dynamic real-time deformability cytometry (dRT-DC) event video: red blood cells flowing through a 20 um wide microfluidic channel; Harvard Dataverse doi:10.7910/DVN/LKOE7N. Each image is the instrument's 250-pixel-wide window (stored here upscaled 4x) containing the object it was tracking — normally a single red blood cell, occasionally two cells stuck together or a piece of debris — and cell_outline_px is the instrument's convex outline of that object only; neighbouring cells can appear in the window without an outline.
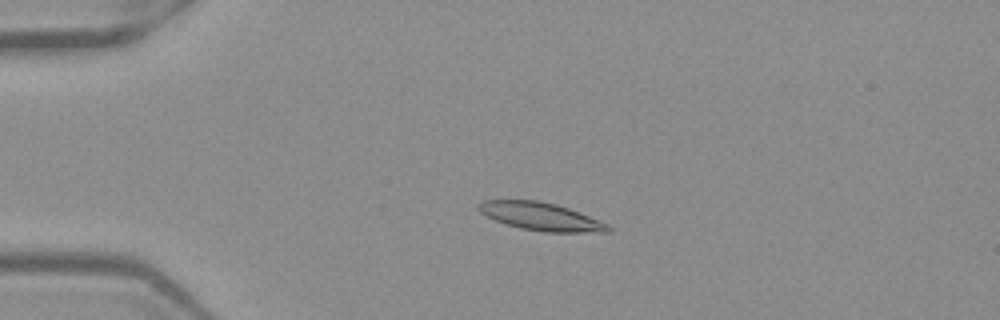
{"species": "Egyptian fruit bat (a non-hibernating species)", "species_latin": "Rousettus aegyptiacus", "temperature_condition": "warm", "stored_images_in_passage": 53, "camera_frame_rate_fps": 3000, "um_per_image_px": 0.085, "frame": {"image": 1, "passage_image": 13, "time_ms": 4.0, "image_size_px": [1000, 320], "cell_outline_px": [[612, 232], [544, 232], [520, 228], [496, 220], [480, 212], [476, 208], [476, 204], [484, 200], [536, 200], [556, 204], [568, 208], [600, 220], [608, 224], [612, 228]], "centroid_in_image_um": [45.99, 18.4], "position_along_channel_um": 39.0, "area_um2": 21.04}}
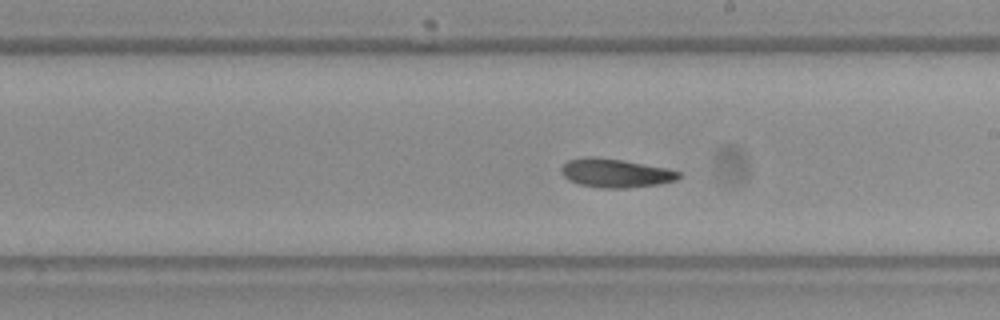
{"frame": {"image": 2, "passage_image": 31, "time_ms": 10.0, "image_size_px": [1000, 320], "cell_outline_px": [[680, 176], [676, 180], [660, 184], [628, 188], [600, 188], [580, 184], [568, 180], [560, 172], [560, 168], [568, 160], [588, 156], [592, 156], [624, 160], [668, 168], [680, 172]], "centroid_in_image_um": [52.31, 14.71], "position_along_channel_um": 236.7, "area_um2": 19.83}}
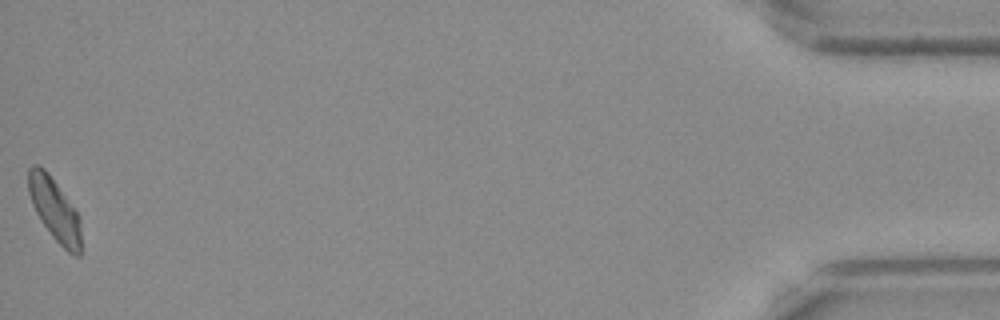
{"frame": {"image": 3, "passage_image": 53, "time_ms": 17.333, "image_size_px": [1000, 320], "cell_outline_px": [[80, 256], [76, 256], [68, 252], [52, 236], [36, 212], [32, 204], [28, 192], [28, 168], [32, 164], [40, 164], [48, 172], [80, 216]], "centroid_in_image_um": [4.63, 17.77], "position_along_channel_um": 430.6, "area_um2": 19.07}, "authors_computed_cell_mechanics": {"area_um2": 19.8832, "velocity_mm_per_s": 3.9092, "shape_relaxation_time_tau1_ms": 4.2751, "shape_relaxation_time_tau2_ms": 3.7091, "deformation_change_tau1": 0.1404, "deformation_change_tau2": 0.1104}}